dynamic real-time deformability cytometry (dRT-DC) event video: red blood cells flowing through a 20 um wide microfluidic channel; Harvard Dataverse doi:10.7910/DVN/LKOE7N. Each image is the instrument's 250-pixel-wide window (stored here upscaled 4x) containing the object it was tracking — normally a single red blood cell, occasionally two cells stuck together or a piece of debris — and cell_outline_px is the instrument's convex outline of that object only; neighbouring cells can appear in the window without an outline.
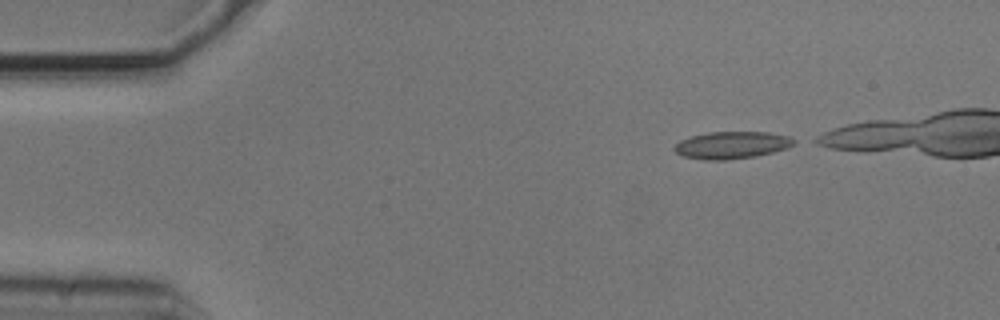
{"species": "common noctule bat (a hibernating species)", "species_latin": "Nyctalus noctula", "temperature_condition": "cold", "stored_images_in_passage": 38, "camera_frame_rate_fps": 3000, "um_per_image_px": 0.085, "animal": {"sex": "male", "body_mass_g": 20.5, "forearm_length_mm": 52.5}, "frame": {"image": 1, "passage_image": 1, "time_ms": 0.0, "image_size_px": [1000, 320], "cell_outline_px": [[796, 140], [788, 148], [756, 156], [728, 160], [700, 160], [684, 156], [676, 152], [672, 148], [680, 140], [692, 136], [708, 132], [768, 132], [788, 136]], "centroid_in_image_um": [62.18, 12.34], "position_along_channel_um": 22.8, "area_um2": 18.96}}
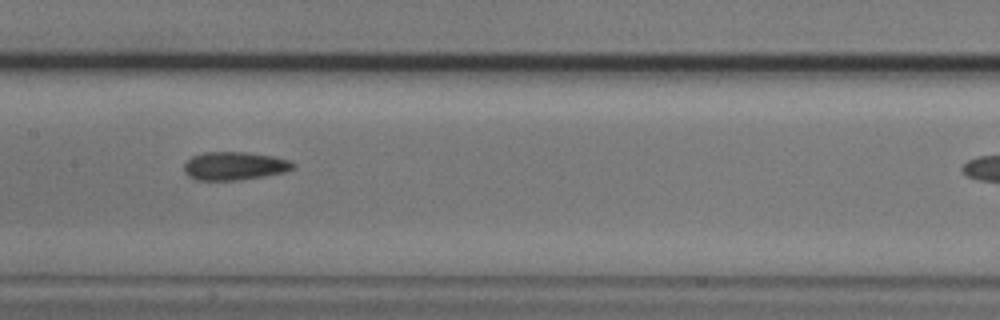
{"frame": {"image": 2, "passage_image": 20, "time_ms": 6.333, "image_size_px": [1000, 320], "cell_outline_px": [[296, 164], [292, 168], [284, 172], [264, 176], [236, 180], [196, 180], [188, 176], [184, 172], [184, 164], [192, 156], [204, 152], [244, 152], [276, 156], [288, 160]], "centroid_in_image_um": [19.91, 14.1], "position_along_channel_um": 187.5, "area_um2": 17.92}}
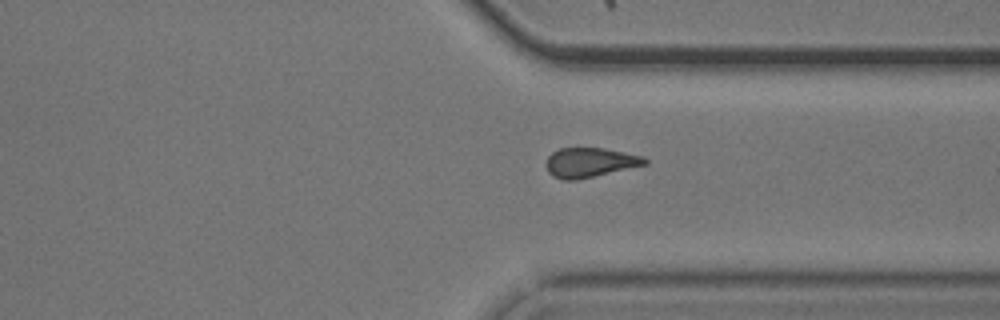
{"frame": {"image": 3, "passage_image": 34, "time_ms": 11.0, "image_size_px": [1000, 320], "cell_outline_px": [[648, 164], [576, 180], [564, 180], [552, 176], [548, 172], [544, 164], [548, 156], [552, 152], [560, 148], [604, 148], [644, 156], [648, 160]], "centroid_in_image_um": [50.12, 13.81], "position_along_channel_um": 361.3, "area_um2": 17.11}}